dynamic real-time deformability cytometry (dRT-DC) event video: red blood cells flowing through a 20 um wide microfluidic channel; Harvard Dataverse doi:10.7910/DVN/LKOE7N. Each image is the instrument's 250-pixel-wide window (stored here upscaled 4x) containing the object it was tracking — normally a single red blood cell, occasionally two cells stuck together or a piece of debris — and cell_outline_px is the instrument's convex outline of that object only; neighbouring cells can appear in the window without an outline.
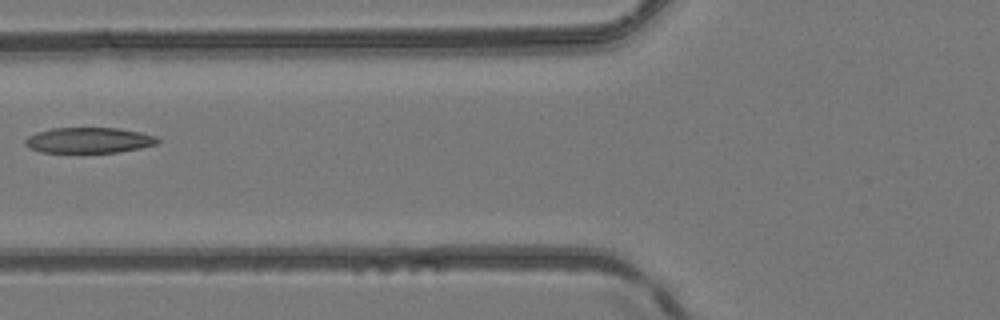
{"species": "common noctule bat (a hibernating species)", "species_latin": "Nyctalus noctula", "temperature_condition": "room temperature", "stored_images_in_passage": 3, "camera_frame_rate_fps": 3000, "um_per_image_px": 0.085, "animal": {"sex": "female", "body_mass_g": 24.6, "forearm_length_mm": 56.2}, "frame": {"image": 1, "passage_image": 3, "time_ms": 2.333, "image_size_px": [1000, 320], "cell_outline_px": [[160, 140], [156, 144], [140, 148], [120, 152], [84, 156], [40, 152], [28, 148], [24, 144], [24, 140], [28, 136], [36, 132], [52, 128], [116, 128], [140, 132], [156, 136]], "centroid_in_image_um": [7.49, 11.98], "position_along_channel_um": 118.3, "area_um2": 20.92}}